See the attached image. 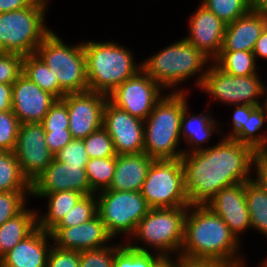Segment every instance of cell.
I'll return each instance as SVG.
<instances>
[{"instance_id":"cell-52","label":"cell","mask_w":267,"mask_h":267,"mask_svg":"<svg viewBox=\"0 0 267 267\" xmlns=\"http://www.w3.org/2000/svg\"><path fill=\"white\" fill-rule=\"evenodd\" d=\"M156 267H175V260L170 258H163Z\"/></svg>"},{"instance_id":"cell-17","label":"cell","mask_w":267,"mask_h":267,"mask_svg":"<svg viewBox=\"0 0 267 267\" xmlns=\"http://www.w3.org/2000/svg\"><path fill=\"white\" fill-rule=\"evenodd\" d=\"M56 100L23 73L12 84V111L20 124L41 123Z\"/></svg>"},{"instance_id":"cell-29","label":"cell","mask_w":267,"mask_h":267,"mask_svg":"<svg viewBox=\"0 0 267 267\" xmlns=\"http://www.w3.org/2000/svg\"><path fill=\"white\" fill-rule=\"evenodd\" d=\"M251 227L267 236V193L253 179L245 182Z\"/></svg>"},{"instance_id":"cell-28","label":"cell","mask_w":267,"mask_h":267,"mask_svg":"<svg viewBox=\"0 0 267 267\" xmlns=\"http://www.w3.org/2000/svg\"><path fill=\"white\" fill-rule=\"evenodd\" d=\"M31 191L13 151L0 150V192Z\"/></svg>"},{"instance_id":"cell-40","label":"cell","mask_w":267,"mask_h":267,"mask_svg":"<svg viewBox=\"0 0 267 267\" xmlns=\"http://www.w3.org/2000/svg\"><path fill=\"white\" fill-rule=\"evenodd\" d=\"M54 158L62 163L73 166H86L89 161L83 139H72L65 147H63Z\"/></svg>"},{"instance_id":"cell-20","label":"cell","mask_w":267,"mask_h":267,"mask_svg":"<svg viewBox=\"0 0 267 267\" xmlns=\"http://www.w3.org/2000/svg\"><path fill=\"white\" fill-rule=\"evenodd\" d=\"M188 21L190 34L184 38L214 61L220 54L227 24L201 3Z\"/></svg>"},{"instance_id":"cell-39","label":"cell","mask_w":267,"mask_h":267,"mask_svg":"<svg viewBox=\"0 0 267 267\" xmlns=\"http://www.w3.org/2000/svg\"><path fill=\"white\" fill-rule=\"evenodd\" d=\"M23 55L0 51V83L12 85L23 70Z\"/></svg>"},{"instance_id":"cell-16","label":"cell","mask_w":267,"mask_h":267,"mask_svg":"<svg viewBox=\"0 0 267 267\" xmlns=\"http://www.w3.org/2000/svg\"><path fill=\"white\" fill-rule=\"evenodd\" d=\"M85 167L62 163L54 158L31 184V197L43 198L45 194L65 190L96 194L90 187Z\"/></svg>"},{"instance_id":"cell-45","label":"cell","mask_w":267,"mask_h":267,"mask_svg":"<svg viewBox=\"0 0 267 267\" xmlns=\"http://www.w3.org/2000/svg\"><path fill=\"white\" fill-rule=\"evenodd\" d=\"M235 110L232 117V132L229 133L226 137L231 138L241 127L245 124L247 117L250 116L251 111L256 107L252 105H235Z\"/></svg>"},{"instance_id":"cell-38","label":"cell","mask_w":267,"mask_h":267,"mask_svg":"<svg viewBox=\"0 0 267 267\" xmlns=\"http://www.w3.org/2000/svg\"><path fill=\"white\" fill-rule=\"evenodd\" d=\"M20 122L12 110L0 111V150L13 151Z\"/></svg>"},{"instance_id":"cell-48","label":"cell","mask_w":267,"mask_h":267,"mask_svg":"<svg viewBox=\"0 0 267 267\" xmlns=\"http://www.w3.org/2000/svg\"><path fill=\"white\" fill-rule=\"evenodd\" d=\"M12 110V85L0 83V111Z\"/></svg>"},{"instance_id":"cell-15","label":"cell","mask_w":267,"mask_h":267,"mask_svg":"<svg viewBox=\"0 0 267 267\" xmlns=\"http://www.w3.org/2000/svg\"><path fill=\"white\" fill-rule=\"evenodd\" d=\"M103 128L114 143L117 155L144 151V121L107 100L103 113Z\"/></svg>"},{"instance_id":"cell-46","label":"cell","mask_w":267,"mask_h":267,"mask_svg":"<svg viewBox=\"0 0 267 267\" xmlns=\"http://www.w3.org/2000/svg\"><path fill=\"white\" fill-rule=\"evenodd\" d=\"M253 168L257 175L253 180L267 193V159L261 153H257Z\"/></svg>"},{"instance_id":"cell-34","label":"cell","mask_w":267,"mask_h":267,"mask_svg":"<svg viewBox=\"0 0 267 267\" xmlns=\"http://www.w3.org/2000/svg\"><path fill=\"white\" fill-rule=\"evenodd\" d=\"M201 4L225 24L232 23L252 9L251 0H203Z\"/></svg>"},{"instance_id":"cell-25","label":"cell","mask_w":267,"mask_h":267,"mask_svg":"<svg viewBox=\"0 0 267 267\" xmlns=\"http://www.w3.org/2000/svg\"><path fill=\"white\" fill-rule=\"evenodd\" d=\"M24 209L0 226V258L38 227V213Z\"/></svg>"},{"instance_id":"cell-51","label":"cell","mask_w":267,"mask_h":267,"mask_svg":"<svg viewBox=\"0 0 267 267\" xmlns=\"http://www.w3.org/2000/svg\"><path fill=\"white\" fill-rule=\"evenodd\" d=\"M252 9L267 20V0H251Z\"/></svg>"},{"instance_id":"cell-22","label":"cell","mask_w":267,"mask_h":267,"mask_svg":"<svg viewBox=\"0 0 267 267\" xmlns=\"http://www.w3.org/2000/svg\"><path fill=\"white\" fill-rule=\"evenodd\" d=\"M267 20L250 9L232 23L226 25L221 51H253Z\"/></svg>"},{"instance_id":"cell-13","label":"cell","mask_w":267,"mask_h":267,"mask_svg":"<svg viewBox=\"0 0 267 267\" xmlns=\"http://www.w3.org/2000/svg\"><path fill=\"white\" fill-rule=\"evenodd\" d=\"M13 152L23 175L31 184L54 160L41 123L20 124Z\"/></svg>"},{"instance_id":"cell-1","label":"cell","mask_w":267,"mask_h":267,"mask_svg":"<svg viewBox=\"0 0 267 267\" xmlns=\"http://www.w3.org/2000/svg\"><path fill=\"white\" fill-rule=\"evenodd\" d=\"M256 155L251 146L227 137L215 146L183 154L190 205H206L221 189L252 180Z\"/></svg>"},{"instance_id":"cell-12","label":"cell","mask_w":267,"mask_h":267,"mask_svg":"<svg viewBox=\"0 0 267 267\" xmlns=\"http://www.w3.org/2000/svg\"><path fill=\"white\" fill-rule=\"evenodd\" d=\"M162 90L164 89L158 83L140 70L134 77L116 87L108 95V100L131 116L144 121L163 97Z\"/></svg>"},{"instance_id":"cell-7","label":"cell","mask_w":267,"mask_h":267,"mask_svg":"<svg viewBox=\"0 0 267 267\" xmlns=\"http://www.w3.org/2000/svg\"><path fill=\"white\" fill-rule=\"evenodd\" d=\"M188 206L176 208H150L146 216L137 224L134 234L127 242L137 250L149 251L147 247L137 244V240L144 242L156 250L163 258H170L171 253H178L184 240V220ZM133 243V244H132ZM135 244V245H134Z\"/></svg>"},{"instance_id":"cell-24","label":"cell","mask_w":267,"mask_h":267,"mask_svg":"<svg viewBox=\"0 0 267 267\" xmlns=\"http://www.w3.org/2000/svg\"><path fill=\"white\" fill-rule=\"evenodd\" d=\"M187 107L183 110L180 135L191 148L188 147L189 151L184 149V154L203 150L205 147L202 144L208 142L213 133L221 129L210 112L191 116Z\"/></svg>"},{"instance_id":"cell-21","label":"cell","mask_w":267,"mask_h":267,"mask_svg":"<svg viewBox=\"0 0 267 267\" xmlns=\"http://www.w3.org/2000/svg\"><path fill=\"white\" fill-rule=\"evenodd\" d=\"M49 232L37 227L0 258L1 267H47V259L52 248L47 239Z\"/></svg>"},{"instance_id":"cell-36","label":"cell","mask_w":267,"mask_h":267,"mask_svg":"<svg viewBox=\"0 0 267 267\" xmlns=\"http://www.w3.org/2000/svg\"><path fill=\"white\" fill-rule=\"evenodd\" d=\"M83 142L90 159L117 156L113 140L103 127L89 134Z\"/></svg>"},{"instance_id":"cell-50","label":"cell","mask_w":267,"mask_h":267,"mask_svg":"<svg viewBox=\"0 0 267 267\" xmlns=\"http://www.w3.org/2000/svg\"><path fill=\"white\" fill-rule=\"evenodd\" d=\"M252 52L255 55V59L257 57L267 59V26L261 32Z\"/></svg>"},{"instance_id":"cell-55","label":"cell","mask_w":267,"mask_h":267,"mask_svg":"<svg viewBox=\"0 0 267 267\" xmlns=\"http://www.w3.org/2000/svg\"><path fill=\"white\" fill-rule=\"evenodd\" d=\"M263 264L260 265V267H267V257H266V260L265 261H262Z\"/></svg>"},{"instance_id":"cell-14","label":"cell","mask_w":267,"mask_h":267,"mask_svg":"<svg viewBox=\"0 0 267 267\" xmlns=\"http://www.w3.org/2000/svg\"><path fill=\"white\" fill-rule=\"evenodd\" d=\"M62 100L67 105L69 131L73 139H84L103 127V113L108 95L88 90L66 94Z\"/></svg>"},{"instance_id":"cell-23","label":"cell","mask_w":267,"mask_h":267,"mask_svg":"<svg viewBox=\"0 0 267 267\" xmlns=\"http://www.w3.org/2000/svg\"><path fill=\"white\" fill-rule=\"evenodd\" d=\"M153 158L146 153L116 156L113 181L108 189L115 191H140Z\"/></svg>"},{"instance_id":"cell-18","label":"cell","mask_w":267,"mask_h":267,"mask_svg":"<svg viewBox=\"0 0 267 267\" xmlns=\"http://www.w3.org/2000/svg\"><path fill=\"white\" fill-rule=\"evenodd\" d=\"M49 234L54 246L79 252L106 247L113 239L98 214L77 226L54 227Z\"/></svg>"},{"instance_id":"cell-6","label":"cell","mask_w":267,"mask_h":267,"mask_svg":"<svg viewBox=\"0 0 267 267\" xmlns=\"http://www.w3.org/2000/svg\"><path fill=\"white\" fill-rule=\"evenodd\" d=\"M48 0H35L30 6L0 13V51L19 55L35 54L52 31L44 22Z\"/></svg>"},{"instance_id":"cell-8","label":"cell","mask_w":267,"mask_h":267,"mask_svg":"<svg viewBox=\"0 0 267 267\" xmlns=\"http://www.w3.org/2000/svg\"><path fill=\"white\" fill-rule=\"evenodd\" d=\"M36 54L54 72L61 87V99L66 94L89 90L83 42L66 45L51 31L38 46Z\"/></svg>"},{"instance_id":"cell-53","label":"cell","mask_w":267,"mask_h":267,"mask_svg":"<svg viewBox=\"0 0 267 267\" xmlns=\"http://www.w3.org/2000/svg\"><path fill=\"white\" fill-rule=\"evenodd\" d=\"M266 91H267V87H265L264 92H263V95H262V96L266 97V98H264L266 100H264L262 103H260L259 106L262 108V110H263V112H264V114L266 116V120H267V95H266L267 92Z\"/></svg>"},{"instance_id":"cell-5","label":"cell","mask_w":267,"mask_h":267,"mask_svg":"<svg viewBox=\"0 0 267 267\" xmlns=\"http://www.w3.org/2000/svg\"><path fill=\"white\" fill-rule=\"evenodd\" d=\"M208 63H212L211 59L183 38L142 61L141 65L142 70L163 89L185 92L178 90L177 85L200 72L196 79V86L200 88L207 72V69L203 70Z\"/></svg>"},{"instance_id":"cell-9","label":"cell","mask_w":267,"mask_h":267,"mask_svg":"<svg viewBox=\"0 0 267 267\" xmlns=\"http://www.w3.org/2000/svg\"><path fill=\"white\" fill-rule=\"evenodd\" d=\"M140 193L150 208L189 206L181 158L153 160Z\"/></svg>"},{"instance_id":"cell-31","label":"cell","mask_w":267,"mask_h":267,"mask_svg":"<svg viewBox=\"0 0 267 267\" xmlns=\"http://www.w3.org/2000/svg\"><path fill=\"white\" fill-rule=\"evenodd\" d=\"M225 73L233 76H248L257 74L256 59L250 51H220L213 61Z\"/></svg>"},{"instance_id":"cell-41","label":"cell","mask_w":267,"mask_h":267,"mask_svg":"<svg viewBox=\"0 0 267 267\" xmlns=\"http://www.w3.org/2000/svg\"><path fill=\"white\" fill-rule=\"evenodd\" d=\"M45 131L69 129V115L66 103L57 99L41 121Z\"/></svg>"},{"instance_id":"cell-3","label":"cell","mask_w":267,"mask_h":267,"mask_svg":"<svg viewBox=\"0 0 267 267\" xmlns=\"http://www.w3.org/2000/svg\"><path fill=\"white\" fill-rule=\"evenodd\" d=\"M185 92L167 93L156 103L144 120V153L154 160L178 159L184 154L177 150L181 141L180 125L187 104Z\"/></svg>"},{"instance_id":"cell-11","label":"cell","mask_w":267,"mask_h":267,"mask_svg":"<svg viewBox=\"0 0 267 267\" xmlns=\"http://www.w3.org/2000/svg\"><path fill=\"white\" fill-rule=\"evenodd\" d=\"M207 72L200 87L213 97V101H221L230 105L259 106L263 97L265 85L257 74L248 76H233L225 73L214 62L207 66Z\"/></svg>"},{"instance_id":"cell-47","label":"cell","mask_w":267,"mask_h":267,"mask_svg":"<svg viewBox=\"0 0 267 267\" xmlns=\"http://www.w3.org/2000/svg\"><path fill=\"white\" fill-rule=\"evenodd\" d=\"M175 259V267H231L217 261L189 260L179 256Z\"/></svg>"},{"instance_id":"cell-19","label":"cell","mask_w":267,"mask_h":267,"mask_svg":"<svg viewBox=\"0 0 267 267\" xmlns=\"http://www.w3.org/2000/svg\"><path fill=\"white\" fill-rule=\"evenodd\" d=\"M206 206L223 219L238 240L242 232L251 228L245 182L221 189Z\"/></svg>"},{"instance_id":"cell-49","label":"cell","mask_w":267,"mask_h":267,"mask_svg":"<svg viewBox=\"0 0 267 267\" xmlns=\"http://www.w3.org/2000/svg\"><path fill=\"white\" fill-rule=\"evenodd\" d=\"M35 0H0V13L19 10L30 6Z\"/></svg>"},{"instance_id":"cell-10","label":"cell","mask_w":267,"mask_h":267,"mask_svg":"<svg viewBox=\"0 0 267 267\" xmlns=\"http://www.w3.org/2000/svg\"><path fill=\"white\" fill-rule=\"evenodd\" d=\"M96 197L97 214L112 238L120 233L131 237L150 209L140 191L105 189Z\"/></svg>"},{"instance_id":"cell-30","label":"cell","mask_w":267,"mask_h":267,"mask_svg":"<svg viewBox=\"0 0 267 267\" xmlns=\"http://www.w3.org/2000/svg\"><path fill=\"white\" fill-rule=\"evenodd\" d=\"M266 121V116L260 106H256L247 117L245 124L231 137L240 143L251 146L257 153H261L267 147V134L258 132Z\"/></svg>"},{"instance_id":"cell-54","label":"cell","mask_w":267,"mask_h":267,"mask_svg":"<svg viewBox=\"0 0 267 267\" xmlns=\"http://www.w3.org/2000/svg\"><path fill=\"white\" fill-rule=\"evenodd\" d=\"M261 154L267 159V147L261 152Z\"/></svg>"},{"instance_id":"cell-37","label":"cell","mask_w":267,"mask_h":267,"mask_svg":"<svg viewBox=\"0 0 267 267\" xmlns=\"http://www.w3.org/2000/svg\"><path fill=\"white\" fill-rule=\"evenodd\" d=\"M25 195L31 196V191L0 192V226L25 209Z\"/></svg>"},{"instance_id":"cell-43","label":"cell","mask_w":267,"mask_h":267,"mask_svg":"<svg viewBox=\"0 0 267 267\" xmlns=\"http://www.w3.org/2000/svg\"><path fill=\"white\" fill-rule=\"evenodd\" d=\"M47 267H80V252L61 249L52 244L47 259Z\"/></svg>"},{"instance_id":"cell-42","label":"cell","mask_w":267,"mask_h":267,"mask_svg":"<svg viewBox=\"0 0 267 267\" xmlns=\"http://www.w3.org/2000/svg\"><path fill=\"white\" fill-rule=\"evenodd\" d=\"M114 245L80 251V267H113Z\"/></svg>"},{"instance_id":"cell-35","label":"cell","mask_w":267,"mask_h":267,"mask_svg":"<svg viewBox=\"0 0 267 267\" xmlns=\"http://www.w3.org/2000/svg\"><path fill=\"white\" fill-rule=\"evenodd\" d=\"M96 215V194L84 195L55 227L77 226L90 221Z\"/></svg>"},{"instance_id":"cell-32","label":"cell","mask_w":267,"mask_h":267,"mask_svg":"<svg viewBox=\"0 0 267 267\" xmlns=\"http://www.w3.org/2000/svg\"><path fill=\"white\" fill-rule=\"evenodd\" d=\"M163 257L151 251L137 250L128 244L114 245L113 267H156Z\"/></svg>"},{"instance_id":"cell-27","label":"cell","mask_w":267,"mask_h":267,"mask_svg":"<svg viewBox=\"0 0 267 267\" xmlns=\"http://www.w3.org/2000/svg\"><path fill=\"white\" fill-rule=\"evenodd\" d=\"M22 73L36 83L42 90L56 99H61V87L53 71L35 53L23 57Z\"/></svg>"},{"instance_id":"cell-4","label":"cell","mask_w":267,"mask_h":267,"mask_svg":"<svg viewBox=\"0 0 267 267\" xmlns=\"http://www.w3.org/2000/svg\"><path fill=\"white\" fill-rule=\"evenodd\" d=\"M88 89L109 95L116 87L134 77L142 65L135 63L132 51L117 42H83Z\"/></svg>"},{"instance_id":"cell-33","label":"cell","mask_w":267,"mask_h":267,"mask_svg":"<svg viewBox=\"0 0 267 267\" xmlns=\"http://www.w3.org/2000/svg\"><path fill=\"white\" fill-rule=\"evenodd\" d=\"M115 168L116 157L89 159L85 171L90 187L95 193L110 187L113 181Z\"/></svg>"},{"instance_id":"cell-44","label":"cell","mask_w":267,"mask_h":267,"mask_svg":"<svg viewBox=\"0 0 267 267\" xmlns=\"http://www.w3.org/2000/svg\"><path fill=\"white\" fill-rule=\"evenodd\" d=\"M46 144L55 155L72 139L69 129L45 131Z\"/></svg>"},{"instance_id":"cell-2","label":"cell","mask_w":267,"mask_h":267,"mask_svg":"<svg viewBox=\"0 0 267 267\" xmlns=\"http://www.w3.org/2000/svg\"><path fill=\"white\" fill-rule=\"evenodd\" d=\"M240 247V240L230 231L223 219L209 207L188 206L184 220V240L179 257L217 261L231 267H245L244 258L237 255Z\"/></svg>"},{"instance_id":"cell-26","label":"cell","mask_w":267,"mask_h":267,"mask_svg":"<svg viewBox=\"0 0 267 267\" xmlns=\"http://www.w3.org/2000/svg\"><path fill=\"white\" fill-rule=\"evenodd\" d=\"M83 196L71 190L45 194L43 197L48 198V210L44 216L38 215V227L50 232Z\"/></svg>"}]
</instances>
